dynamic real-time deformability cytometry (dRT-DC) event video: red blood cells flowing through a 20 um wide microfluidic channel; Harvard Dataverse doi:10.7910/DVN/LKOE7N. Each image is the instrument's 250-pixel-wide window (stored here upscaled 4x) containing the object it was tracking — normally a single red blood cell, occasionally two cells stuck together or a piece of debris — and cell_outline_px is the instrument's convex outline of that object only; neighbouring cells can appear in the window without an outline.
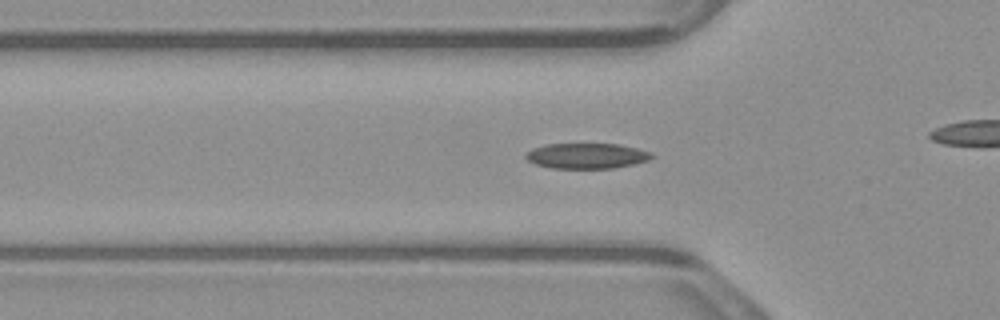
{"species": "common noctule bat (a hibernating species)", "species_latin": "Nyctalus noctula", "temperature_condition": "warm", "stored_images_in_passage": 41, "camera_frame_rate_fps": 3000, "um_per_image_px": 0.085, "animal": {"sex": "male", "body_mass_g": 23.1, "forearm_length_mm": 52.7}, "frame": {"image": 1, "passage_image": 16, "time_ms": 5.0, "image_size_px": [1000, 320], "cell_outline_px": [[656, 156], [648, 160], [632, 164], [612, 168], [552, 168], [536, 164], [528, 160], [524, 156], [532, 148], [548, 144], [620, 144], [652, 152]], "centroid_in_image_um": [49.89, 13.24], "position_along_channel_um": 75.9, "area_um2": 18.55}}
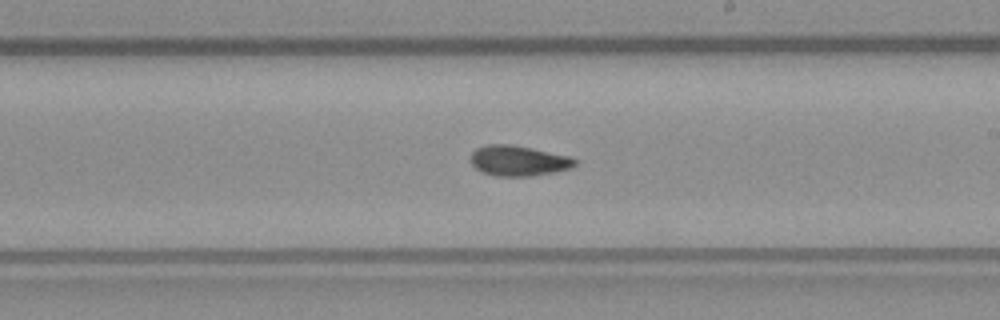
{"frame": {"image": 2, "passage_image": 29, "time_ms": 9.333, "image_size_px": [1000, 320], "cell_outline_px": [[580, 160], [572, 168], [532, 176], [496, 176], [480, 172], [472, 164], [472, 152], [476, 148], [488, 144], [512, 144], [572, 156]], "centroid_in_image_um": [44.11, 13.66], "position_along_channel_um": 244.9, "area_um2": 18.67}}
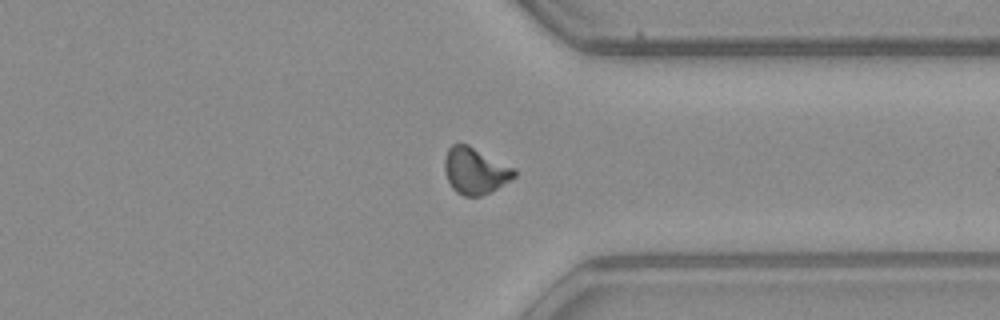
{"frame": {"image": 3, "passage_image": 39, "time_ms": 12.667, "image_size_px": [1000, 320], "cell_outline_px": [[516, 176], [492, 192], [480, 196], [464, 196], [456, 192], [452, 188], [448, 180], [444, 168], [444, 160], [448, 148], [452, 144], [468, 144], [516, 168]], "centroid_in_image_um": [40.4, 14.52], "position_along_channel_um": 371.0, "area_um2": 19.02}}